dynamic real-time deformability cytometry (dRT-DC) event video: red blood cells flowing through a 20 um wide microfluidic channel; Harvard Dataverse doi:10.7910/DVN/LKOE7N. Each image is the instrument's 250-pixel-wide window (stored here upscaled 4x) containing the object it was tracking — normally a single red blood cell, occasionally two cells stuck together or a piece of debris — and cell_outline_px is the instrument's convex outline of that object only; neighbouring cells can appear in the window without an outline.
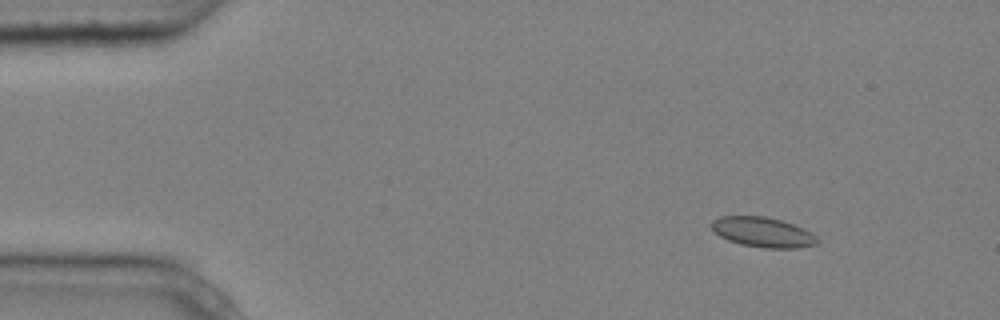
{"species": "common noctule bat (a hibernating species)", "species_latin": "Nyctalus noctula", "temperature_condition": "cold", "stored_images_in_passage": 5, "camera_frame_rate_fps": 3000, "um_per_image_px": 0.085, "animal": {"sex": "male", "body_mass_g": 20.4}, "frame": {"image": 1, "passage_image": 2, "time_ms": 0.333, "image_size_px": [1000, 320], "cell_outline_px": [[820, 240], [816, 244], [796, 248], [764, 248], [740, 244], [728, 240], [720, 236], [712, 228], [712, 220], [720, 216], [764, 216], [780, 220], [792, 224], [816, 236]], "centroid_in_image_um": [64.81, 19.74], "position_along_channel_um": 20.2, "area_um2": 18.21}}